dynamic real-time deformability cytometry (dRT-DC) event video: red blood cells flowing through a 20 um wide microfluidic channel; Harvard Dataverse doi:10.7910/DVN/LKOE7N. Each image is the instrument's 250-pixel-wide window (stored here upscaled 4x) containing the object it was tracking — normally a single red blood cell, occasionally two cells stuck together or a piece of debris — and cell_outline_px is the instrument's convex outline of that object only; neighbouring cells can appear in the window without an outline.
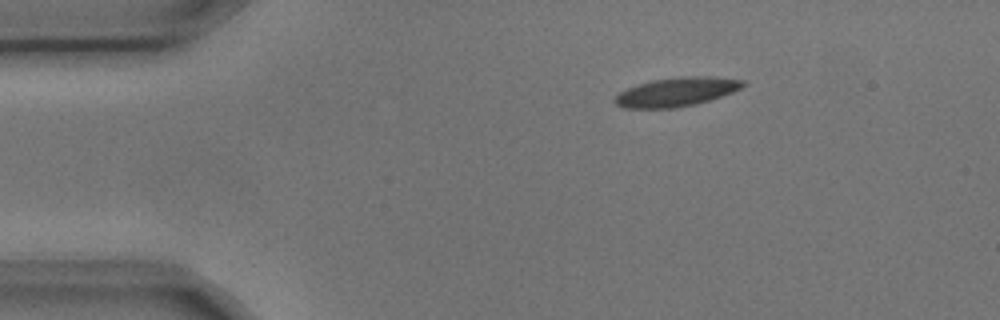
{"species": "common noctule bat (a hibernating species)", "species_latin": "Nyctalus noctula", "temperature_condition": "cold", "stored_images_in_passage": 3, "camera_frame_rate_fps": 3000, "um_per_image_px": 0.085, "animal": {"sex": "male", "body_mass_g": 17.9, "forearm_length_mm": 54.2}, "frame": {"image": 1, "passage_image": 1, "time_ms": 0.0, "image_size_px": [1000, 320], "cell_outline_px": [[748, 84], [732, 92], [696, 104], [676, 108], [624, 108], [616, 104], [612, 100], [620, 92], [628, 88], [652, 80], [680, 76], [712, 76], [744, 80]], "centroid_in_image_um": [57.51, 7.81], "position_along_channel_um": 27.5, "area_um2": 21.56}}
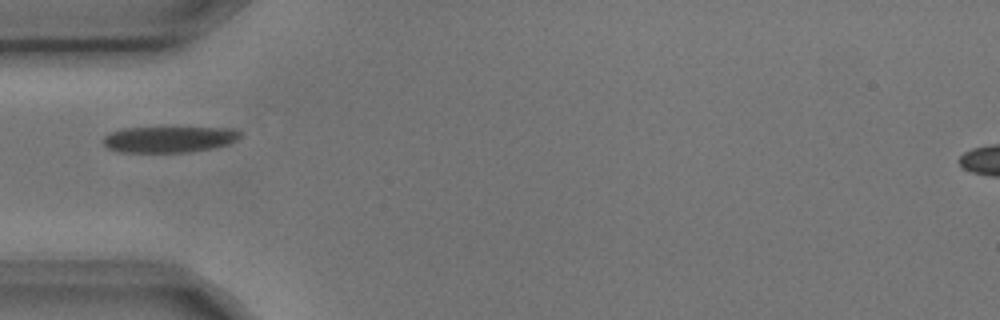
{"frame": {"image": 2, "passage_image": 3, "time_ms": 0.667, "image_size_px": [1000, 320], "cell_outline_px": [[244, 136], [228, 144], [212, 148], [188, 152], [116, 152], [108, 148], [104, 144], [104, 136], [112, 132], [124, 128], [232, 128], [244, 132]], "centroid_in_image_um": [14.43, 11.84], "position_along_channel_um": 70.6, "area_um2": 20.87}}